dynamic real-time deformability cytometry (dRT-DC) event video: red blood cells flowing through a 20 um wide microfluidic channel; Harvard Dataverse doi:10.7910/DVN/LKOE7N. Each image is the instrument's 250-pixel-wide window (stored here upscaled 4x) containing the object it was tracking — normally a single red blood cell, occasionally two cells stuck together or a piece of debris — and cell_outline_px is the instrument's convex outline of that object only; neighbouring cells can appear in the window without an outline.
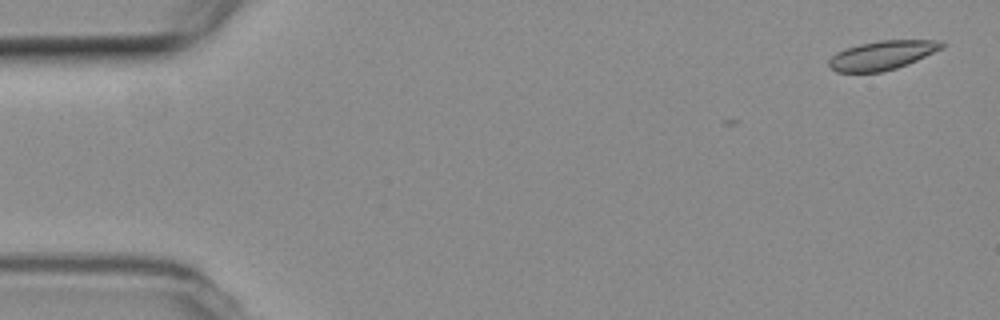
{"species": "common noctule bat (a hibernating species)", "species_latin": "Nyctalus noctula", "temperature_condition": "room temperature", "stored_images_in_passage": 2, "camera_frame_rate_fps": 3000, "um_per_image_px": 0.085, "animal": {"sex": "female", "body_mass_g": 19.3, "forearm_length_mm": 54.1}, "frame": {"image": 1, "passage_image": 2, "time_ms": 0.333, "image_size_px": [1000, 320], "cell_outline_px": [[944, 48], [908, 64], [896, 68], [880, 72], [836, 72], [828, 64], [828, 60], [836, 52], [860, 44], [880, 40], [940, 40], [944, 44]], "centroid_in_image_um": [75.01, 4.69], "position_along_channel_um": 10.0, "area_um2": 19.02}}